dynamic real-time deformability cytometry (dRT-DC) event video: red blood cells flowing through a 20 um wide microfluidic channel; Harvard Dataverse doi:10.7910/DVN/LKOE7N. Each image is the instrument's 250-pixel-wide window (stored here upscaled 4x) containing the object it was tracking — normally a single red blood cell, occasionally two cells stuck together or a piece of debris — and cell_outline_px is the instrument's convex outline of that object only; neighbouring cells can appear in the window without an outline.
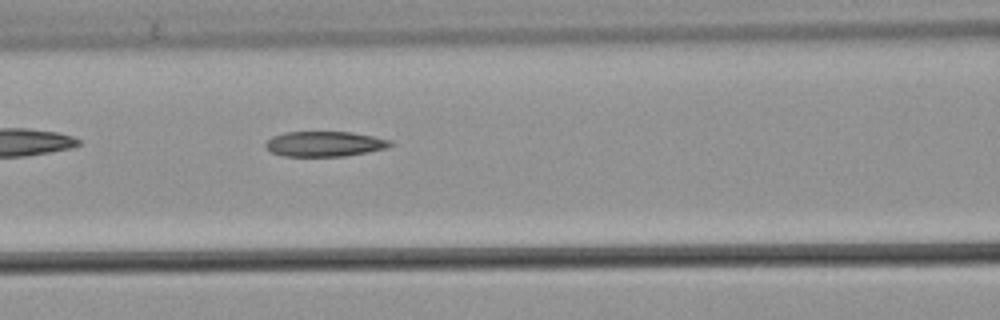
{"species": "common noctule bat (a hibernating species)", "species_latin": "Nyctalus noctula", "temperature_condition": "warm", "stored_images_in_passage": 36, "camera_frame_rate_fps": 3000, "um_per_image_px": 0.085, "animal": {"sex": "male", "body_mass_g": 21.5, "forearm_length_mm": 52.0}, "frame": {"image": 1, "passage_image": 6, "time_ms": 1.667, "image_size_px": [1000, 320], "cell_outline_px": [[392, 144], [384, 148], [368, 152], [344, 156], [284, 156], [272, 152], [264, 144], [272, 136], [284, 132], [352, 132], [392, 140]], "centroid_in_image_um": [27.58, 12.23], "position_along_channel_um": 139.0, "area_um2": 18.15}}